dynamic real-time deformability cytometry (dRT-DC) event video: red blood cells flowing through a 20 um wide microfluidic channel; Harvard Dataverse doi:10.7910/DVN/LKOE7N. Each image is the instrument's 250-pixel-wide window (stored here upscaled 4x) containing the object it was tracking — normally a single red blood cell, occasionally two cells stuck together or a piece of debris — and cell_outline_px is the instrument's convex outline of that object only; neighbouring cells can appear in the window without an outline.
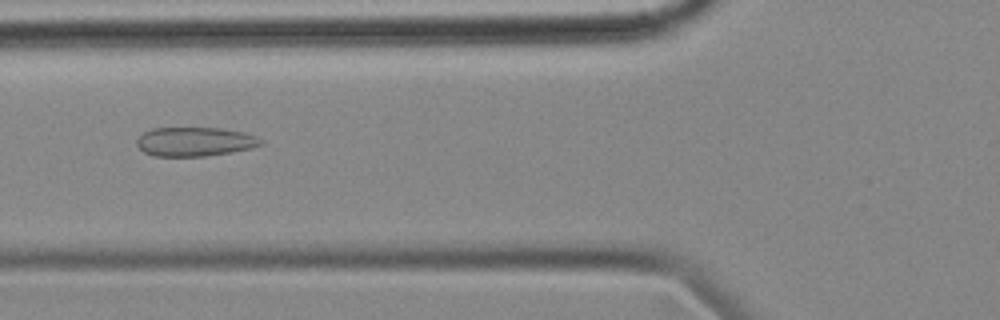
{"species": "common noctule bat (a hibernating species)", "species_latin": "Nyctalus noctula", "temperature_condition": "cold", "stored_images_in_passage": 55, "camera_frame_rate_fps": 3000, "um_per_image_px": 0.085, "animal": {"sex": "female", "body_mass_g": 18.4}, "frame": {"image": 1, "passage_image": 20, "time_ms": 6.333, "image_size_px": [1000, 320], "cell_outline_px": [[264, 144], [252, 148], [204, 156], [152, 156], [144, 152], [136, 144], [136, 140], [144, 132], [152, 128], [220, 128], [244, 132], [256, 136], [264, 140]], "centroid_in_image_um": [16.57, 12.04], "position_along_channel_um": 109.2, "area_um2": 21.04}}
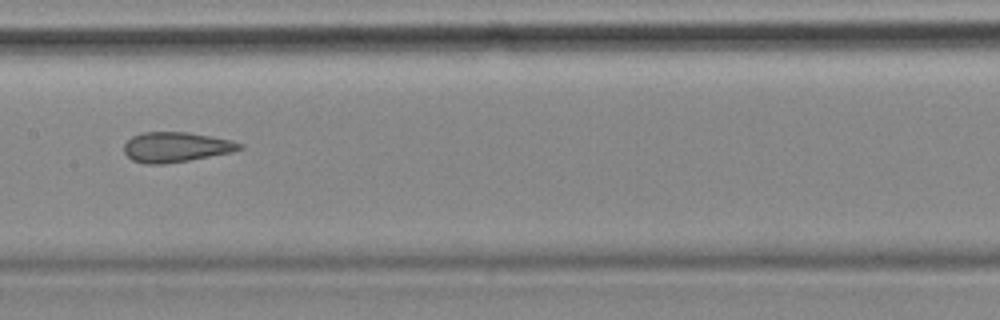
{"frame": {"image": 2, "passage_image": 27, "time_ms": 8.667, "image_size_px": [1000, 320], "cell_outline_px": [[244, 148], [232, 152], [188, 160], [164, 164], [144, 164], [132, 160], [124, 152], [124, 144], [132, 136], [144, 132], [188, 132], [212, 136], [232, 140], [244, 144]], "centroid_in_image_um": [14.97, 12.5], "position_along_channel_um": 192.4, "area_um2": 20.29}}
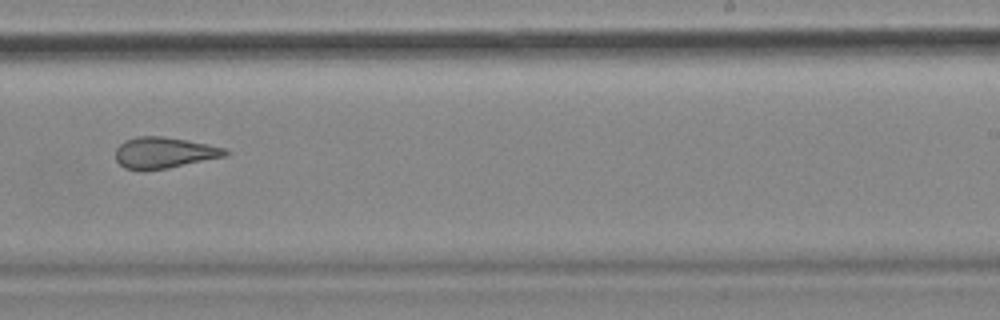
{"frame": {"image": 3, "passage_image": 34, "time_ms": 11.0, "image_size_px": [1000, 320], "cell_outline_px": [[232, 152], [224, 156], [168, 168], [144, 172], [140, 172], [124, 168], [116, 160], [116, 148], [124, 140], [136, 136], [164, 136], [188, 140], [228, 148]], "centroid_in_image_um": [13.93, 12.99], "position_along_channel_um": 275.1, "area_um2": 20.35}, "authors_computed_cell_mechanics": {"area_um2": 22.4264, "velocity_mm_per_s": 3.5549, "shape_relaxation_time_tau1_ms": null, "shape_relaxation_time_tau2_ms": 2.6428, "deformation_change_tau1": null, "deformation_change_tau2": 0.1155}}